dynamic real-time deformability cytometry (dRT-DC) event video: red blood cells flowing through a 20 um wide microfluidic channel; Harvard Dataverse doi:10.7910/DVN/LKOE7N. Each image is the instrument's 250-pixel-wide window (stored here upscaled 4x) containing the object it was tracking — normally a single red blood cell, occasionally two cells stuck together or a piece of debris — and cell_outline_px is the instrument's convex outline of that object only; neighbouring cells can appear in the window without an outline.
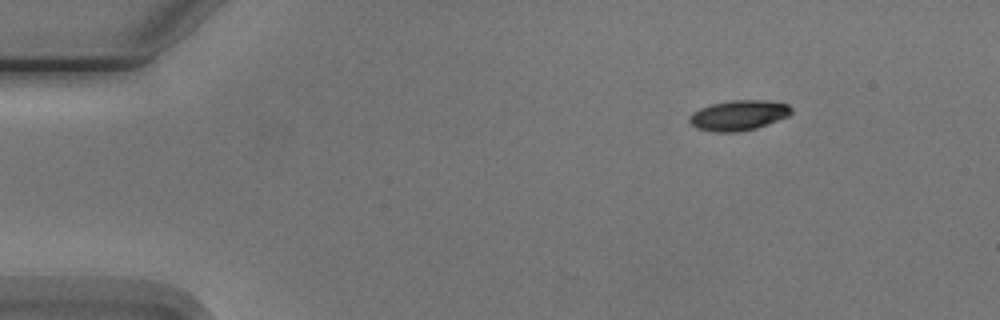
{"species": "Egyptian fruit bat (a non-hibernating species)", "species_latin": "Rousettus aegyptiacus", "temperature_condition": "cold", "stored_images_in_passage": 5, "camera_frame_rate_fps": 3000, "um_per_image_px": 0.085, "animal": {"sex": "male"}, "frame": {"image": 1, "passage_image": 1, "time_ms": 0.0, "image_size_px": [1000, 320], "cell_outline_px": [[792, 112], [788, 116], [756, 128], [736, 132], [712, 132], [696, 128], [688, 120], [688, 116], [692, 112], [700, 108], [712, 104], [732, 100], [764, 100], [788, 104], [792, 108]], "centroid_in_image_um": [62.75, 9.8], "position_along_channel_um": 22.2, "area_um2": 17.92}}
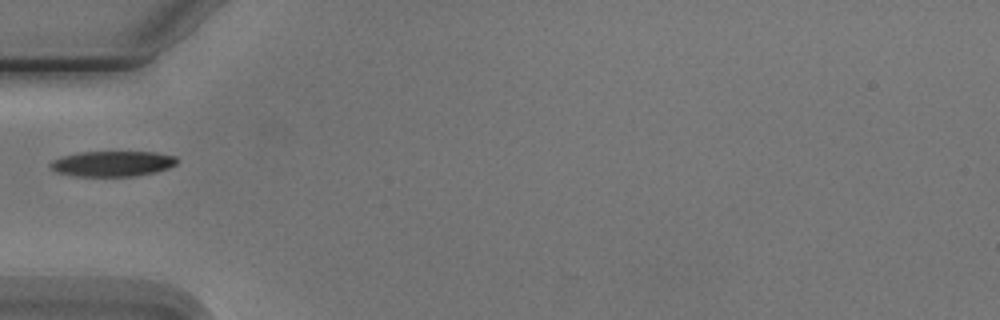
{"frame": {"image": 2, "passage_image": 4, "time_ms": 3.667, "image_size_px": [1000, 320], "cell_outline_px": [[176, 164], [168, 168], [152, 172], [132, 176], [76, 176], [56, 172], [48, 164], [52, 160], [60, 156], [80, 152], [156, 152], [176, 156]], "centroid_in_image_um": [9.51, 13.9], "position_along_channel_um": 75.5, "area_um2": 18.67}}
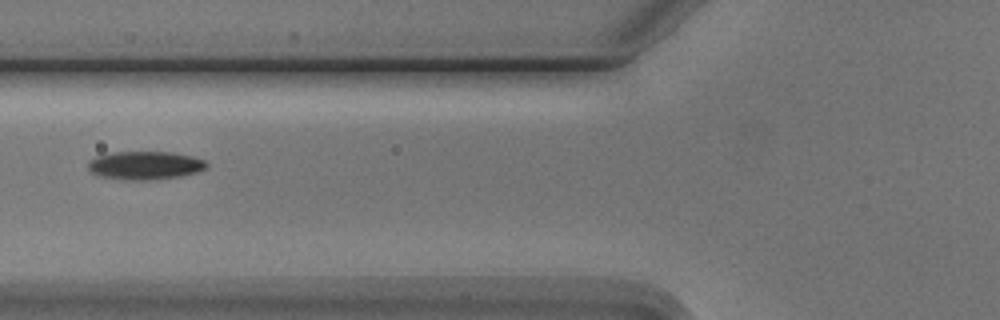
{"frame": {"image": 3, "passage_image": 5, "time_ms": 4.667, "image_size_px": [1000, 320], "cell_outline_px": [[208, 164], [204, 168], [196, 172], [180, 176], [148, 180], [124, 180], [100, 176], [92, 172], [88, 168], [88, 160], [96, 156], [112, 152], [172, 152], [192, 156], [204, 160]], "centroid_in_image_um": [12.29, 14.05], "position_along_channel_um": 113.5, "area_um2": 19.48}}